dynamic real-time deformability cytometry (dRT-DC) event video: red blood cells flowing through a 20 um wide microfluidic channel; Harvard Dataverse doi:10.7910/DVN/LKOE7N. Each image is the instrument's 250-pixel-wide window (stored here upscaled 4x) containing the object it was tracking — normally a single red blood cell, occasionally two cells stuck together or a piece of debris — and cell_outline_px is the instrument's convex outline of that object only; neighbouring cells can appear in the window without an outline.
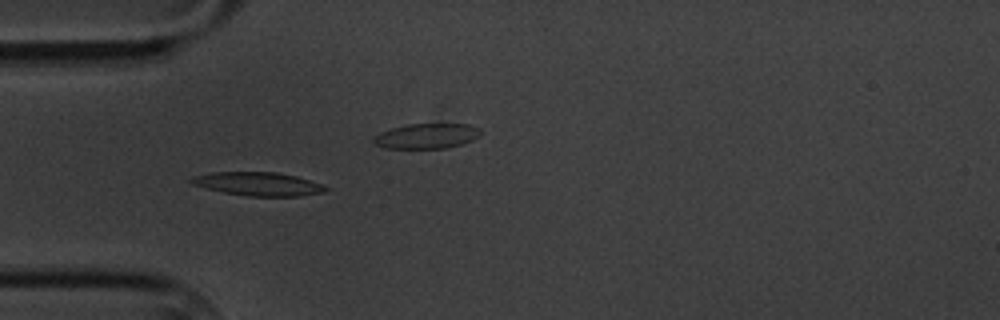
{"species": "common noctule bat (a hibernating species)", "species_latin": "Nyctalus noctula", "temperature_condition": "cold", "stored_images_in_passage": 47, "camera_frame_rate_fps": 3000, "um_per_image_px": 0.085, "animal": {"sex": "male", "body_mass_g": 20.1, "forearm_length_mm": 53.5}, "frame": {"image": 1, "passage_image": 5, "time_ms": 1.333, "image_size_px": [1000, 320], "cell_outline_px": [[328, 188], [324, 192], [300, 196], [248, 196], [224, 192], [192, 184], [188, 180], [192, 176], [212, 172], [276, 172], [296, 176], [320, 184]], "centroid_in_image_um": [21.91, 15.63], "position_along_channel_um": 63.1, "area_um2": 18.21}}
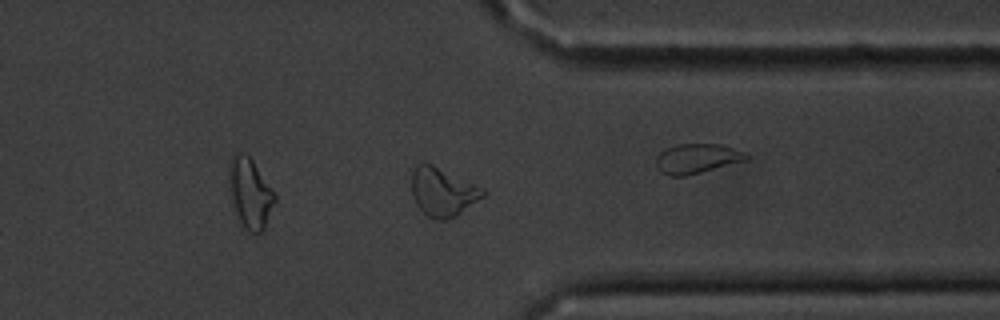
{"frame": {"image": 2, "passage_image": 33, "time_ms": 10.667, "image_size_px": [1000, 320], "cell_outline_px": [[488, 192], [484, 196], [456, 216], [444, 220], [436, 220], [428, 216], [416, 204], [412, 196], [412, 164], [432, 164], [484, 188]], "centroid_in_image_um": [37.63, 16.31], "position_along_channel_um": 373.8, "area_um2": 20.17}}
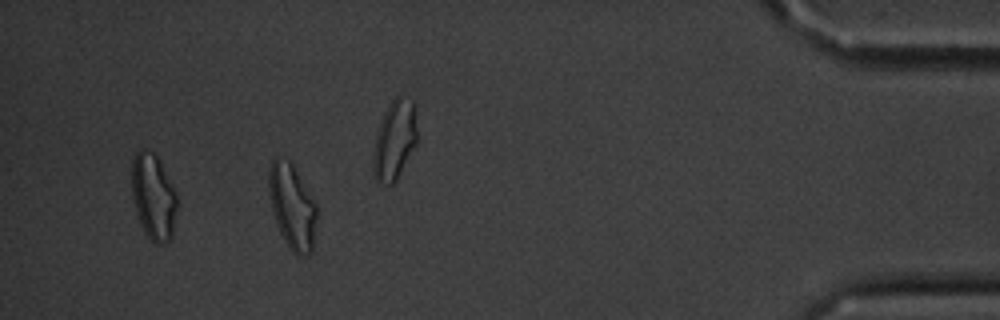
{"frame": {"image": 3, "passage_image": 41, "time_ms": 13.333, "image_size_px": [1000, 320], "cell_outline_px": [[316, 216], [312, 252], [308, 256], [296, 256], [288, 248], [280, 232], [272, 212], [268, 192], [268, 168], [272, 160], [276, 156], [280, 156], [288, 160], [292, 164], [316, 204]], "centroid_in_image_um": [24.8, 17.57], "position_along_channel_um": 410.4, "area_um2": 23.87}, "authors_computed_cell_mechanics": {"area_um2": 18.207, "velocity_mm_per_s": 3.3765, "shape_relaxation_time_tau1_ms": 4.1434, "shape_relaxation_time_tau2_ms": 4.9823, "deformation_change_tau1": 0.1515, "deformation_change_tau2": 0.1334}}